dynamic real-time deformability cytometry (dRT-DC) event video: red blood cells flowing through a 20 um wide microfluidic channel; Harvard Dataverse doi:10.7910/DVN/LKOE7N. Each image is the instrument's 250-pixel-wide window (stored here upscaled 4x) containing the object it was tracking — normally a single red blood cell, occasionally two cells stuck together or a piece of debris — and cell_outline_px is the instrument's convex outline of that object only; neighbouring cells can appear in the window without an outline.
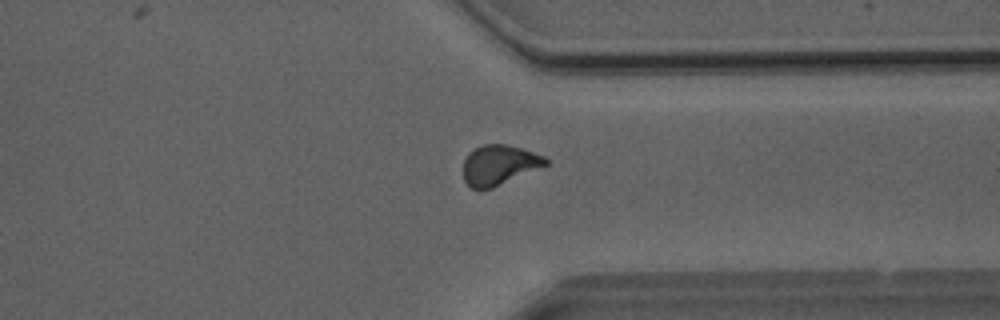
{"species": "Egyptian fruit bat (a non-hibernating species)", "species_latin": "Rousettus aegyptiacus", "temperature_condition": "room temperature", "stored_images_in_passage": 44, "camera_frame_rate_fps": 3000, "um_per_image_px": 0.085, "animal": {"sex": "male"}, "frame": {"image": 1, "passage_image": 32, "time_ms": 10.333, "image_size_px": [1000, 320], "cell_outline_px": [[548, 164], [492, 188], [472, 188], [464, 180], [464, 160], [468, 152], [472, 148], [484, 144], [504, 144], [520, 148], [544, 156], [548, 160]], "centroid_in_image_um": [42.4, 14.0], "position_along_channel_um": 369.0, "area_um2": 18.9}}
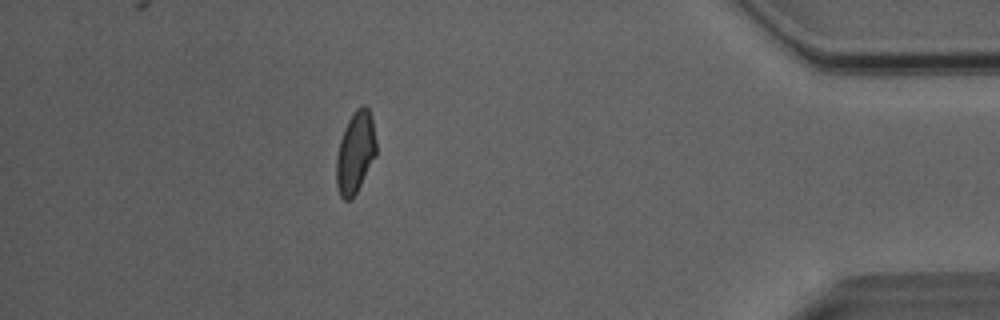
{"frame": {"image": 2, "passage_image": 38, "time_ms": 12.333, "image_size_px": [1000, 320], "cell_outline_px": [[376, 156], [352, 200], [344, 200], [340, 196], [336, 184], [336, 156], [340, 140], [344, 128], [348, 120], [356, 108], [360, 104], [364, 104], [368, 108], [372, 116], [376, 140]], "centroid_in_image_um": [30.21, 12.94], "position_along_channel_um": 405.0, "area_um2": 19.25}, "authors_computed_cell_mechanics": {"area_um2": 19.3919, "velocity_mm_per_s": 4.0715, "shape_relaxation_time_tau1_ms": 11.3261, "shape_relaxation_time_tau2_ms": 0.7918, "deformation_change_tau1": 0.2076, "deformation_change_tau2": 0.0474}}